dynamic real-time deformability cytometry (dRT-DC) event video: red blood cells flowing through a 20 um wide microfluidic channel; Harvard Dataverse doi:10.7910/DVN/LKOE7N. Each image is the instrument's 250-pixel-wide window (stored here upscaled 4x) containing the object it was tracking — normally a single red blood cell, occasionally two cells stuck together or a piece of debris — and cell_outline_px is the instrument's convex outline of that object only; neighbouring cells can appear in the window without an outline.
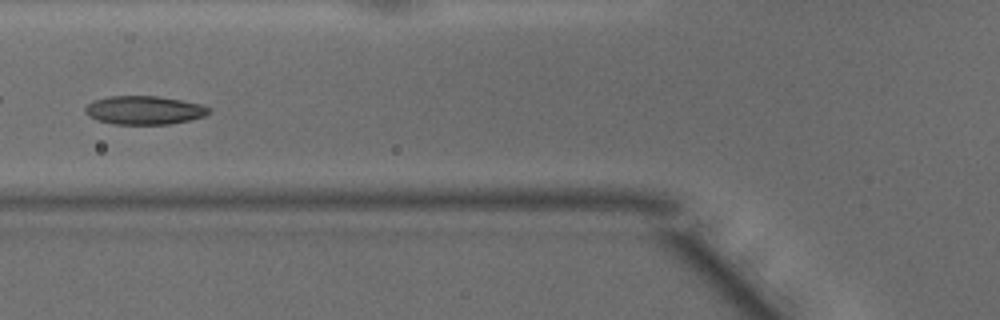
{"species": "common noctule bat (a hibernating species)", "species_latin": "Nyctalus noctula", "temperature_condition": "warm", "stored_images_in_passage": 36, "camera_frame_rate_fps": 3000, "um_per_image_px": 0.085, "animal": {"sex": "male", "body_mass_g": 15.6}, "frame": {"image": 1, "passage_image": 6, "time_ms": 1.667, "image_size_px": [1000, 320], "cell_outline_px": [[212, 112], [204, 116], [188, 120], [168, 124], [112, 124], [88, 116], [84, 112], [84, 108], [92, 100], [108, 96], [156, 96], [204, 104], [212, 108]], "centroid_in_image_um": [12.27, 9.36], "position_along_channel_um": 113.5, "area_um2": 20.69}, "authors_computed_cell_mechanics": {"area_um2": 20.5768, "velocity_mm_per_s": 4.125, "shape_relaxation_time_tau1_ms": 3.6371, "shape_relaxation_time_tau2_ms": 4.8213, "deformation_change_tau1": 0.0995, "deformation_change_tau2": 0.1084}}